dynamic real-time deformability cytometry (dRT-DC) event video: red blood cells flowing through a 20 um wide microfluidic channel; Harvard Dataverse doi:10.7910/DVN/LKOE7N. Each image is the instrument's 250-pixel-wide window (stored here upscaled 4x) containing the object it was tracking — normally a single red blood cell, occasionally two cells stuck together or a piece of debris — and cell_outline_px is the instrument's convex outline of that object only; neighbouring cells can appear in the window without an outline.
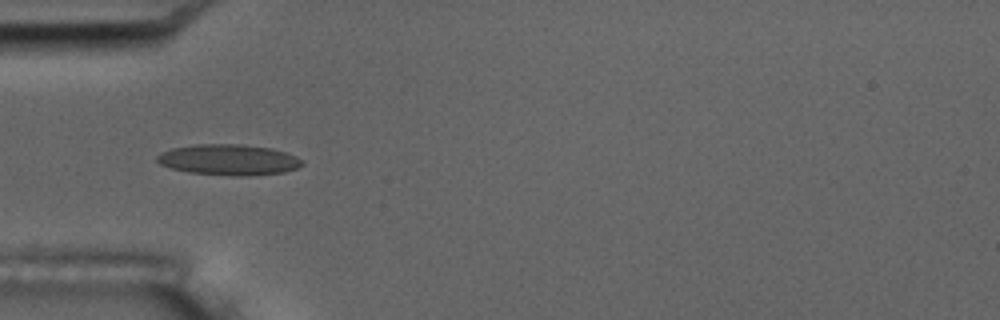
{"species": "common noctule bat (a hibernating species)", "species_latin": "Nyctalus noctula", "temperature_condition": "room temperature", "stored_images_in_passage": 5, "camera_frame_rate_fps": 3000, "um_per_image_px": 0.085, "animal": {"sex": "male", "body_mass_g": 17.5, "forearm_length_mm": 52.3}, "frame": {"image": 1, "passage_image": 5, "time_ms": 1.333, "image_size_px": [1000, 320], "cell_outline_px": [[304, 164], [296, 168], [284, 172], [248, 176], [232, 176], [188, 172], [172, 168], [160, 164], [156, 160], [156, 156], [160, 152], [172, 148], [196, 144], [240, 144], [272, 148], [296, 156], [304, 160]], "centroid_in_image_um": [19.44, 13.58], "position_along_channel_um": 65.6, "area_um2": 26.18}}